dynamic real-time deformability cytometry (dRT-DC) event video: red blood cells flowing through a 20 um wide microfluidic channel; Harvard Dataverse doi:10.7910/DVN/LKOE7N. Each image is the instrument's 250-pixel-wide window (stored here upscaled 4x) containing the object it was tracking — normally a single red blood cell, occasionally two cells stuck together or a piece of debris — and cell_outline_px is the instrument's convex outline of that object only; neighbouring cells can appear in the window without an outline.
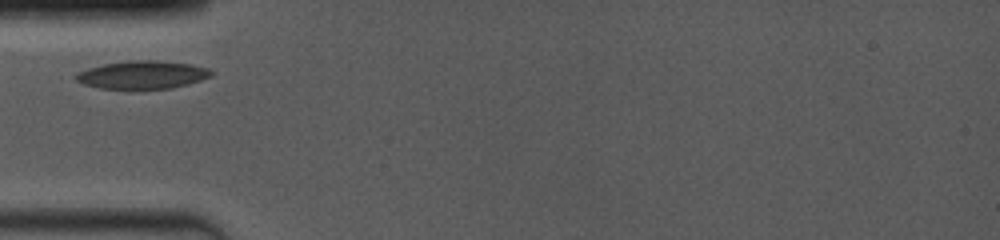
{"species": "common noctule bat (a hibernating species)", "species_latin": "Nyctalus noctula", "temperature_condition": "room temperature", "stored_images_in_passage": 3, "camera_frame_rate_fps": 4000, "um_per_image_px": 0.085, "animal": {"sex": "female", "body_mass_g": 19.0, "forearm_length_mm": 53.3}, "frame": {"image": 1, "passage_image": 1, "time_ms": 0.0, "image_size_px": [1000, 240], "cell_outline_px": [[216, 72], [212, 76], [188, 84], [172, 88], [100, 88], [84, 84], [76, 80], [72, 76], [76, 72], [88, 68], [104, 64], [132, 60], [156, 60], [188, 64], [208, 68]], "centroid_in_image_um": [12.1, 6.35], "position_along_channel_um": 72.9, "area_um2": 21.96}}
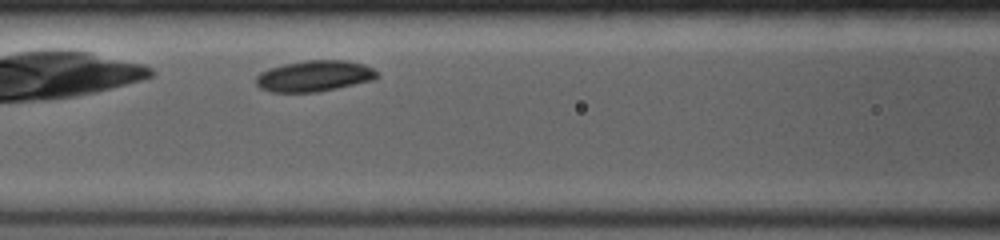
{"frame": {"image": 2, "passage_image": 3, "time_ms": 1.75, "image_size_px": [1000, 240], "cell_outline_px": [[380, 76], [376, 80], [320, 92], [272, 92], [260, 88], [256, 84], [256, 76], [260, 72], [284, 64], [308, 60], [348, 60], [364, 64], [380, 72]], "centroid_in_image_um": [26.8, 6.47], "position_along_channel_um": 139.8, "area_um2": 22.2}}